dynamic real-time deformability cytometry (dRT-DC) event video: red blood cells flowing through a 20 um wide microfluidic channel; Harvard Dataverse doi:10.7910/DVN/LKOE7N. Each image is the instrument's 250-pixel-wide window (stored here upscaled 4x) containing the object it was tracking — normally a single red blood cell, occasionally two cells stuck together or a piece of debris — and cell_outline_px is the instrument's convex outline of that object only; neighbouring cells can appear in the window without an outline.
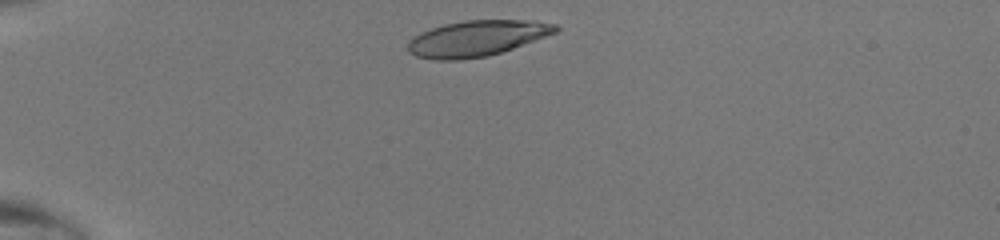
{"species": "human", "species_latin": "Homo sapiens", "temperature_condition": "room temperature", "stored_images_in_passage": 35, "camera_frame_rate_fps": 3000, "um_per_image_px": 0.085, "donor": {"sex": "male"}, "frame": {"image": 1, "passage_image": 1, "time_ms": 0.0, "image_size_px": [1000, 240], "cell_outline_px": [[560, 28], [556, 32], [512, 48], [488, 56], [460, 60], [436, 60], [416, 56], [408, 52], [408, 40], [420, 32], [444, 24], [464, 20], [532, 20], [556, 24]], "centroid_in_image_um": [40.49, 3.26], "position_along_channel_um": 44.5, "area_um2": 30.69}}
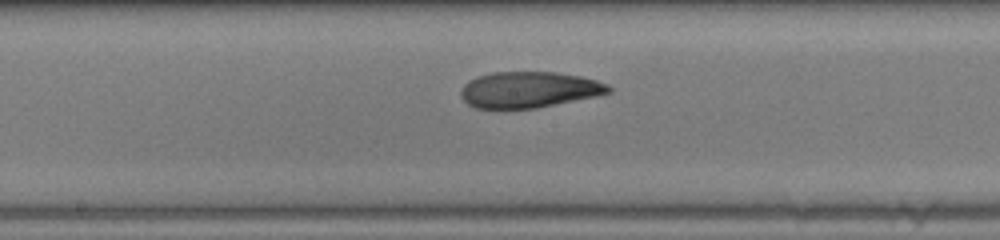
{"frame": {"image": 2, "passage_image": 15, "time_ms": 4.667, "image_size_px": [1000, 240], "cell_outline_px": [[612, 92], [536, 108], [476, 108], [468, 104], [460, 96], [460, 92], [464, 84], [468, 80], [476, 76], [492, 72], [556, 72], [580, 76], [596, 80], [608, 84], [612, 88]], "centroid_in_image_um": [44.93, 7.61], "position_along_channel_um": 203.3, "area_um2": 30.92}}
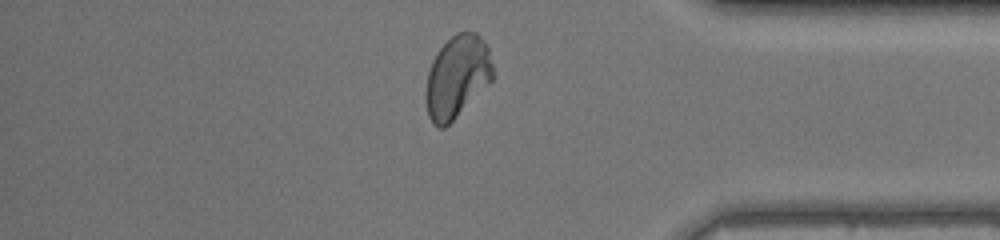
{"frame": {"image": 3, "passage_image": 29, "time_ms": 9.333, "image_size_px": [1000, 240], "cell_outline_px": [[492, 80], [444, 128], [440, 128], [432, 124], [428, 116], [424, 96], [424, 92], [428, 72], [432, 60], [436, 52], [456, 32], [476, 32], [484, 40], [488, 48], [492, 64]], "centroid_in_image_um": [38.81, 6.51], "position_along_channel_um": 396.4, "area_um2": 32.02}}